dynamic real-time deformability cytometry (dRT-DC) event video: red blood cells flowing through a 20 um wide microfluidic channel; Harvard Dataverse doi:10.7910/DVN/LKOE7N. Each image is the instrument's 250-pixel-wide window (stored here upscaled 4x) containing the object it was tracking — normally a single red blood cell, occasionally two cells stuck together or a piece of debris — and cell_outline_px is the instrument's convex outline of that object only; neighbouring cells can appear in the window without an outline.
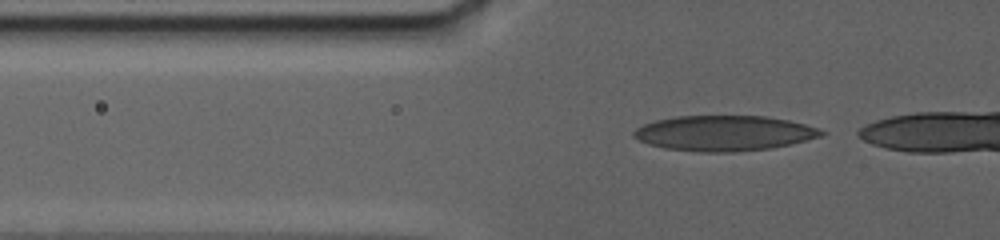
{"species": "human", "species_latin": "Homo sapiens", "temperature_condition": "warm", "stored_images_in_passage": 30, "camera_frame_rate_fps": 3000, "um_per_image_px": 0.085, "donor": {"sex": "female"}, "frame": {"image": 1, "passage_image": 2, "time_ms": 0.333, "image_size_px": [1000, 240], "cell_outline_px": [[828, 132], [824, 136], [772, 148], [736, 152], [700, 152], [664, 148], [648, 144], [632, 136], [632, 132], [636, 128], [644, 124], [656, 120], [672, 116], [764, 116], [788, 120], [804, 124]], "centroid_in_image_um": [61.54, 11.32], "position_along_channel_um": 64.3, "area_um2": 38.73}}
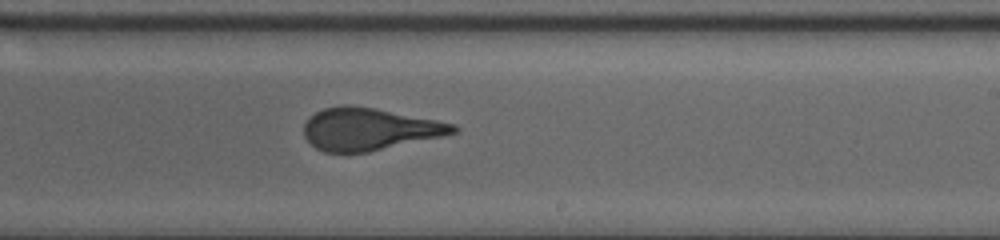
{"frame": {"image": 2, "passage_image": 17, "time_ms": 8.0, "image_size_px": [1000, 240], "cell_outline_px": [[460, 128], [456, 132], [440, 136], [368, 152], [324, 152], [316, 148], [304, 136], [304, 124], [316, 112], [324, 108], [340, 104], [352, 104], [376, 108], [456, 124]], "centroid_in_image_um": [31.36, 10.95], "position_along_channel_um": 257.6, "area_um2": 36.53}}
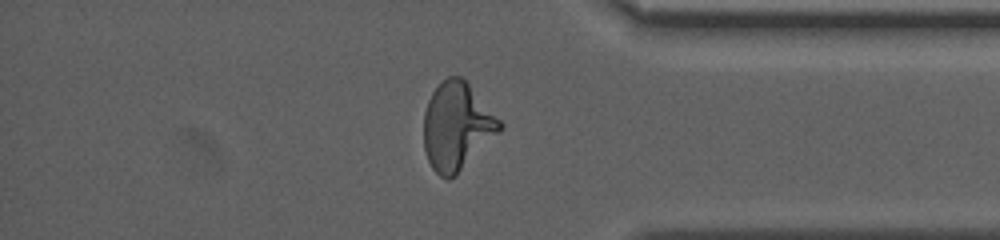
{"frame": {"image": 3, "passage_image": 28, "time_ms": 13.333, "image_size_px": [1000, 240], "cell_outline_px": [[504, 128], [456, 176], [448, 180], [440, 176], [432, 168], [428, 160], [424, 148], [424, 112], [428, 100], [432, 92], [448, 76], [460, 76], [468, 84], [504, 124]], "centroid_in_image_um": [38.83, 10.77], "position_along_channel_um": 396.4, "area_um2": 38.61}}